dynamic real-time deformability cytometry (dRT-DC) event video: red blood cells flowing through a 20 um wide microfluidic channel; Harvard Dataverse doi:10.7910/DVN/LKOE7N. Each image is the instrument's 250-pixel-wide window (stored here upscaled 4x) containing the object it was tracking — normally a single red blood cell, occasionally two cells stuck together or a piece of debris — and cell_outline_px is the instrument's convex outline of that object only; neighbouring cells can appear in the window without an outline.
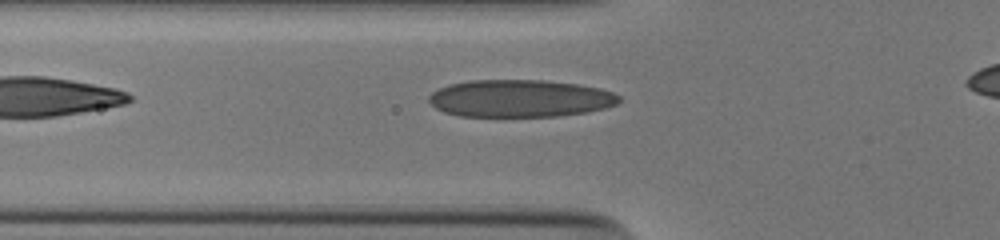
{"species": "human", "species_latin": "Homo sapiens", "temperature_condition": "cold", "stored_images_in_passage": 29, "camera_frame_rate_fps": 3000, "um_per_image_px": 0.085, "donor": {"sex": "male"}, "frame": {"image": 1, "passage_image": 2, "time_ms": 0.333, "image_size_px": [1000, 240], "cell_outline_px": [[620, 100], [616, 104], [604, 108], [588, 112], [556, 116], [460, 116], [444, 112], [436, 108], [428, 100], [428, 96], [432, 92], [448, 84], [472, 80], [544, 80], [576, 84], [600, 88], [612, 92], [620, 96]], "centroid_in_image_um": [44.19, 8.36], "position_along_channel_um": 81.6, "area_um2": 41.38}}
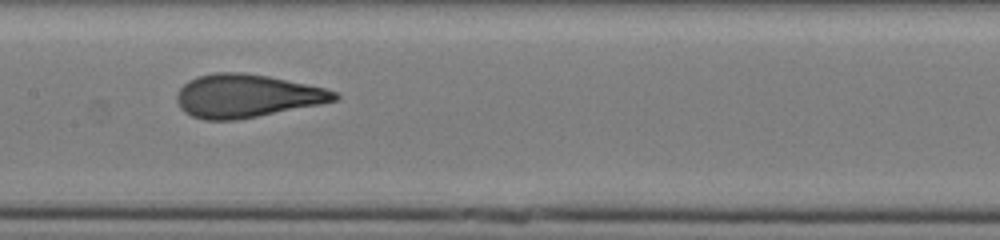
{"frame": {"image": 2, "passage_image": 10, "time_ms": 3.0, "image_size_px": [1000, 240], "cell_outline_px": [[340, 96], [336, 100], [320, 104], [236, 120], [204, 120], [192, 116], [184, 112], [180, 108], [176, 100], [176, 96], [180, 88], [188, 80], [196, 76], [216, 72], [240, 72], [268, 76], [324, 88], [336, 92]], "centroid_in_image_um": [20.92, 8.15], "position_along_channel_um": 186.5, "area_um2": 39.48}}
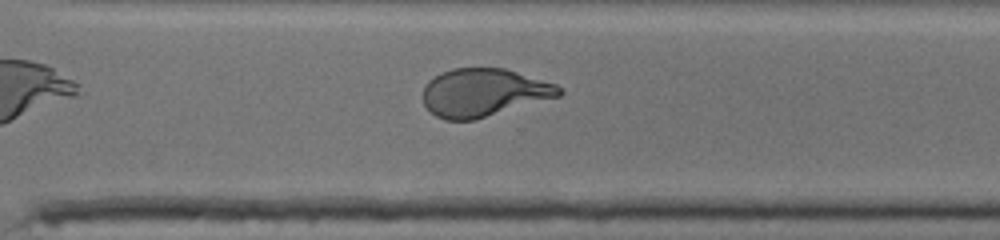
{"frame": {"image": 3, "passage_image": 21, "time_ms": 6.667, "image_size_px": [1000, 240], "cell_outline_px": [[564, 92], [560, 96], [476, 120], [444, 120], [436, 116], [424, 104], [424, 84], [428, 80], [440, 72], [452, 68], [504, 68], [556, 84]], "centroid_in_image_um": [41.1, 7.87], "position_along_channel_um": 329.5, "area_um2": 38.15}, "authors_computed_cell_mechanics": {"area_um2": 39.4774, "velocity_mm_per_s": 3.9083, "shape_relaxation_time_tau1_ms": 4.5064, "shape_relaxation_time_tau2_ms": 0.73, "deformation_change_tau1": 0.2144, "deformation_change_tau2": 0.074}}